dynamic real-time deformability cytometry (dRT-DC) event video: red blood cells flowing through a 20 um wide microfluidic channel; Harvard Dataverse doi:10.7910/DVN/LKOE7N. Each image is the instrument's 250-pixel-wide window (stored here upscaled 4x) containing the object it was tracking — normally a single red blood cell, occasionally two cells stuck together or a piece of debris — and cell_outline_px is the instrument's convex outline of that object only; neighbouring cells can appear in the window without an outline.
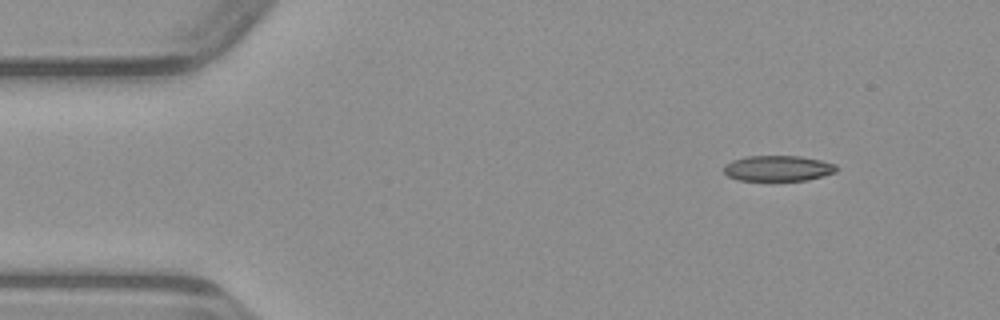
{"species": "common noctule bat (a hibernating species)", "species_latin": "Nyctalus noctula", "temperature_condition": "warm", "stored_images_in_passage": 9, "camera_frame_rate_fps": 3000, "um_per_image_px": 0.085, "animal": {"sex": "male", "body_mass_g": 23.1, "forearm_length_mm": 52.7}, "frame": {"image": 1, "passage_image": 1, "time_ms": 0.0, "image_size_px": [1000, 320], "cell_outline_px": [[836, 172], [804, 180], [740, 180], [728, 176], [724, 172], [724, 164], [732, 160], [748, 156], [800, 156], [820, 160], [836, 164]], "centroid_in_image_um": [66.1, 14.29], "position_along_channel_um": 18.9, "area_um2": 16.59}}